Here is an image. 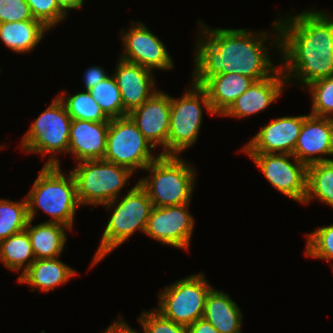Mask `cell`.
Here are the masks:
<instances>
[{
  "label": "cell",
  "mask_w": 333,
  "mask_h": 333,
  "mask_svg": "<svg viewBox=\"0 0 333 333\" xmlns=\"http://www.w3.org/2000/svg\"><path fill=\"white\" fill-rule=\"evenodd\" d=\"M279 18L273 47L282 54L284 77L303 85L333 75V19L326 12L306 10L298 16Z\"/></svg>",
  "instance_id": "1"
},
{
  "label": "cell",
  "mask_w": 333,
  "mask_h": 333,
  "mask_svg": "<svg viewBox=\"0 0 333 333\" xmlns=\"http://www.w3.org/2000/svg\"><path fill=\"white\" fill-rule=\"evenodd\" d=\"M201 35L196 42L193 83L202 86L217 74H240L255 82L266 79L278 69L265 47L269 35L246 29H210L200 21ZM267 34V35H266Z\"/></svg>",
  "instance_id": "2"
},
{
  "label": "cell",
  "mask_w": 333,
  "mask_h": 333,
  "mask_svg": "<svg viewBox=\"0 0 333 333\" xmlns=\"http://www.w3.org/2000/svg\"><path fill=\"white\" fill-rule=\"evenodd\" d=\"M59 162L52 155L34 180L33 187L26 196L28 216L33 220L37 209H42L51 216L50 220L45 222L60 223L72 229L76 209L81 205L73 173L65 176Z\"/></svg>",
  "instance_id": "3"
},
{
  "label": "cell",
  "mask_w": 333,
  "mask_h": 333,
  "mask_svg": "<svg viewBox=\"0 0 333 333\" xmlns=\"http://www.w3.org/2000/svg\"><path fill=\"white\" fill-rule=\"evenodd\" d=\"M144 170L152 175L138 184L146 191L154 207L187 204L195 185V170L179 156H160Z\"/></svg>",
  "instance_id": "4"
},
{
  "label": "cell",
  "mask_w": 333,
  "mask_h": 333,
  "mask_svg": "<svg viewBox=\"0 0 333 333\" xmlns=\"http://www.w3.org/2000/svg\"><path fill=\"white\" fill-rule=\"evenodd\" d=\"M118 200L116 198L103 205L106 206V210L113 205L114 212L103 232L100 245L92 260V267L125 242L136 230L145 233L153 207L146 191L137 183L122 200H119V203Z\"/></svg>",
  "instance_id": "5"
},
{
  "label": "cell",
  "mask_w": 333,
  "mask_h": 333,
  "mask_svg": "<svg viewBox=\"0 0 333 333\" xmlns=\"http://www.w3.org/2000/svg\"><path fill=\"white\" fill-rule=\"evenodd\" d=\"M72 169L80 205H105L118 198L133 172L104 159L84 160Z\"/></svg>",
  "instance_id": "6"
},
{
  "label": "cell",
  "mask_w": 333,
  "mask_h": 333,
  "mask_svg": "<svg viewBox=\"0 0 333 333\" xmlns=\"http://www.w3.org/2000/svg\"><path fill=\"white\" fill-rule=\"evenodd\" d=\"M191 85L192 88L187 90L179 99H174L170 96V127L167 138V156H179L183 150L196 143L204 108L212 116L214 115L206 90L193 82Z\"/></svg>",
  "instance_id": "7"
},
{
  "label": "cell",
  "mask_w": 333,
  "mask_h": 333,
  "mask_svg": "<svg viewBox=\"0 0 333 333\" xmlns=\"http://www.w3.org/2000/svg\"><path fill=\"white\" fill-rule=\"evenodd\" d=\"M212 286L203 274L190 275L158 294V311L165 318L189 327L203 318L205 302Z\"/></svg>",
  "instance_id": "8"
},
{
  "label": "cell",
  "mask_w": 333,
  "mask_h": 333,
  "mask_svg": "<svg viewBox=\"0 0 333 333\" xmlns=\"http://www.w3.org/2000/svg\"><path fill=\"white\" fill-rule=\"evenodd\" d=\"M150 149L154 147L129 116L110 119L104 160L134 173L140 168L144 170L161 156L152 155Z\"/></svg>",
  "instance_id": "9"
},
{
  "label": "cell",
  "mask_w": 333,
  "mask_h": 333,
  "mask_svg": "<svg viewBox=\"0 0 333 333\" xmlns=\"http://www.w3.org/2000/svg\"><path fill=\"white\" fill-rule=\"evenodd\" d=\"M72 118L65 105L56 97L52 104L39 115L29 131L23 136L22 144L25 153H68L69 135Z\"/></svg>",
  "instance_id": "10"
},
{
  "label": "cell",
  "mask_w": 333,
  "mask_h": 333,
  "mask_svg": "<svg viewBox=\"0 0 333 333\" xmlns=\"http://www.w3.org/2000/svg\"><path fill=\"white\" fill-rule=\"evenodd\" d=\"M270 184L282 194L303 204L307 166L287 153H247ZM294 158V164L289 158Z\"/></svg>",
  "instance_id": "11"
},
{
  "label": "cell",
  "mask_w": 333,
  "mask_h": 333,
  "mask_svg": "<svg viewBox=\"0 0 333 333\" xmlns=\"http://www.w3.org/2000/svg\"><path fill=\"white\" fill-rule=\"evenodd\" d=\"M189 203L152 207L145 234L160 243L175 248L189 249L194 219L189 214Z\"/></svg>",
  "instance_id": "12"
},
{
  "label": "cell",
  "mask_w": 333,
  "mask_h": 333,
  "mask_svg": "<svg viewBox=\"0 0 333 333\" xmlns=\"http://www.w3.org/2000/svg\"><path fill=\"white\" fill-rule=\"evenodd\" d=\"M133 26L122 34L124 54L120 59L138 64L150 70H170L173 60L164 43L152 33L143 23H131Z\"/></svg>",
  "instance_id": "13"
},
{
  "label": "cell",
  "mask_w": 333,
  "mask_h": 333,
  "mask_svg": "<svg viewBox=\"0 0 333 333\" xmlns=\"http://www.w3.org/2000/svg\"><path fill=\"white\" fill-rule=\"evenodd\" d=\"M128 116L154 148H156V145L163 146L160 154L167 156L170 96L159 90L140 107L131 111Z\"/></svg>",
  "instance_id": "14"
},
{
  "label": "cell",
  "mask_w": 333,
  "mask_h": 333,
  "mask_svg": "<svg viewBox=\"0 0 333 333\" xmlns=\"http://www.w3.org/2000/svg\"><path fill=\"white\" fill-rule=\"evenodd\" d=\"M306 116H286L273 119L262 127L241 150L246 153L293 154Z\"/></svg>",
  "instance_id": "15"
},
{
  "label": "cell",
  "mask_w": 333,
  "mask_h": 333,
  "mask_svg": "<svg viewBox=\"0 0 333 333\" xmlns=\"http://www.w3.org/2000/svg\"><path fill=\"white\" fill-rule=\"evenodd\" d=\"M315 154L333 155V118L309 114L304 119L292 155L306 166L333 160Z\"/></svg>",
  "instance_id": "16"
},
{
  "label": "cell",
  "mask_w": 333,
  "mask_h": 333,
  "mask_svg": "<svg viewBox=\"0 0 333 333\" xmlns=\"http://www.w3.org/2000/svg\"><path fill=\"white\" fill-rule=\"evenodd\" d=\"M152 70L119 58L113 76L120 89L124 111L129 114L158 90L154 88Z\"/></svg>",
  "instance_id": "17"
},
{
  "label": "cell",
  "mask_w": 333,
  "mask_h": 333,
  "mask_svg": "<svg viewBox=\"0 0 333 333\" xmlns=\"http://www.w3.org/2000/svg\"><path fill=\"white\" fill-rule=\"evenodd\" d=\"M286 82L279 67L273 75L254 82L222 115L243 118L261 112L279 98Z\"/></svg>",
  "instance_id": "18"
},
{
  "label": "cell",
  "mask_w": 333,
  "mask_h": 333,
  "mask_svg": "<svg viewBox=\"0 0 333 333\" xmlns=\"http://www.w3.org/2000/svg\"><path fill=\"white\" fill-rule=\"evenodd\" d=\"M109 122L72 119L68 153L77 162L103 159L106 152Z\"/></svg>",
  "instance_id": "19"
},
{
  "label": "cell",
  "mask_w": 333,
  "mask_h": 333,
  "mask_svg": "<svg viewBox=\"0 0 333 333\" xmlns=\"http://www.w3.org/2000/svg\"><path fill=\"white\" fill-rule=\"evenodd\" d=\"M254 80L240 74H217L210 77L202 87L206 90L214 114L221 115L240 97Z\"/></svg>",
  "instance_id": "20"
},
{
  "label": "cell",
  "mask_w": 333,
  "mask_h": 333,
  "mask_svg": "<svg viewBox=\"0 0 333 333\" xmlns=\"http://www.w3.org/2000/svg\"><path fill=\"white\" fill-rule=\"evenodd\" d=\"M77 272L55 258L36 259L27 270L18 278L19 283L30 284L33 288H39L48 293L56 286L65 284L68 279Z\"/></svg>",
  "instance_id": "21"
},
{
  "label": "cell",
  "mask_w": 333,
  "mask_h": 333,
  "mask_svg": "<svg viewBox=\"0 0 333 333\" xmlns=\"http://www.w3.org/2000/svg\"><path fill=\"white\" fill-rule=\"evenodd\" d=\"M242 314L229 294L212 288L207 295L203 318L220 333H241Z\"/></svg>",
  "instance_id": "22"
},
{
  "label": "cell",
  "mask_w": 333,
  "mask_h": 333,
  "mask_svg": "<svg viewBox=\"0 0 333 333\" xmlns=\"http://www.w3.org/2000/svg\"><path fill=\"white\" fill-rule=\"evenodd\" d=\"M29 219L26 231L28 232L32 250L36 259L58 257L65 247L67 240L65 228L69 227L60 223L42 222L32 226Z\"/></svg>",
  "instance_id": "23"
},
{
  "label": "cell",
  "mask_w": 333,
  "mask_h": 333,
  "mask_svg": "<svg viewBox=\"0 0 333 333\" xmlns=\"http://www.w3.org/2000/svg\"><path fill=\"white\" fill-rule=\"evenodd\" d=\"M49 30L39 20L0 23V40L12 51L27 53L38 45Z\"/></svg>",
  "instance_id": "24"
},
{
  "label": "cell",
  "mask_w": 333,
  "mask_h": 333,
  "mask_svg": "<svg viewBox=\"0 0 333 333\" xmlns=\"http://www.w3.org/2000/svg\"><path fill=\"white\" fill-rule=\"evenodd\" d=\"M0 260L10 270L20 271L24 267L22 274L36 260L26 230L0 241Z\"/></svg>",
  "instance_id": "25"
},
{
  "label": "cell",
  "mask_w": 333,
  "mask_h": 333,
  "mask_svg": "<svg viewBox=\"0 0 333 333\" xmlns=\"http://www.w3.org/2000/svg\"><path fill=\"white\" fill-rule=\"evenodd\" d=\"M319 199L333 207V160L307 166L306 196L303 204Z\"/></svg>",
  "instance_id": "26"
},
{
  "label": "cell",
  "mask_w": 333,
  "mask_h": 333,
  "mask_svg": "<svg viewBox=\"0 0 333 333\" xmlns=\"http://www.w3.org/2000/svg\"><path fill=\"white\" fill-rule=\"evenodd\" d=\"M63 92L59 99L63 102L72 119L87 120L93 122H110L98 103L89 91L79 92L75 95L66 96ZM67 97V98H66Z\"/></svg>",
  "instance_id": "27"
},
{
  "label": "cell",
  "mask_w": 333,
  "mask_h": 333,
  "mask_svg": "<svg viewBox=\"0 0 333 333\" xmlns=\"http://www.w3.org/2000/svg\"><path fill=\"white\" fill-rule=\"evenodd\" d=\"M28 221L26 197L21 202L0 199V241L25 230Z\"/></svg>",
  "instance_id": "28"
},
{
  "label": "cell",
  "mask_w": 333,
  "mask_h": 333,
  "mask_svg": "<svg viewBox=\"0 0 333 333\" xmlns=\"http://www.w3.org/2000/svg\"><path fill=\"white\" fill-rule=\"evenodd\" d=\"M89 92L109 119L128 116L124 111L120 89L113 75L102 80Z\"/></svg>",
  "instance_id": "29"
},
{
  "label": "cell",
  "mask_w": 333,
  "mask_h": 333,
  "mask_svg": "<svg viewBox=\"0 0 333 333\" xmlns=\"http://www.w3.org/2000/svg\"><path fill=\"white\" fill-rule=\"evenodd\" d=\"M312 94V111L310 114L333 118V75L317 80L307 86Z\"/></svg>",
  "instance_id": "30"
},
{
  "label": "cell",
  "mask_w": 333,
  "mask_h": 333,
  "mask_svg": "<svg viewBox=\"0 0 333 333\" xmlns=\"http://www.w3.org/2000/svg\"><path fill=\"white\" fill-rule=\"evenodd\" d=\"M306 256L333 260V225L323 226L307 235Z\"/></svg>",
  "instance_id": "31"
},
{
  "label": "cell",
  "mask_w": 333,
  "mask_h": 333,
  "mask_svg": "<svg viewBox=\"0 0 333 333\" xmlns=\"http://www.w3.org/2000/svg\"><path fill=\"white\" fill-rule=\"evenodd\" d=\"M32 15L51 29L65 19L67 13L60 7L57 0H26Z\"/></svg>",
  "instance_id": "32"
},
{
  "label": "cell",
  "mask_w": 333,
  "mask_h": 333,
  "mask_svg": "<svg viewBox=\"0 0 333 333\" xmlns=\"http://www.w3.org/2000/svg\"><path fill=\"white\" fill-rule=\"evenodd\" d=\"M138 321L144 333H188V327L165 318L155 309L143 311Z\"/></svg>",
  "instance_id": "33"
},
{
  "label": "cell",
  "mask_w": 333,
  "mask_h": 333,
  "mask_svg": "<svg viewBox=\"0 0 333 333\" xmlns=\"http://www.w3.org/2000/svg\"><path fill=\"white\" fill-rule=\"evenodd\" d=\"M37 20L26 0H0V23Z\"/></svg>",
  "instance_id": "34"
},
{
  "label": "cell",
  "mask_w": 333,
  "mask_h": 333,
  "mask_svg": "<svg viewBox=\"0 0 333 333\" xmlns=\"http://www.w3.org/2000/svg\"><path fill=\"white\" fill-rule=\"evenodd\" d=\"M108 76L107 72L99 66L88 68L84 75L85 90L89 91Z\"/></svg>",
  "instance_id": "35"
},
{
  "label": "cell",
  "mask_w": 333,
  "mask_h": 333,
  "mask_svg": "<svg viewBox=\"0 0 333 333\" xmlns=\"http://www.w3.org/2000/svg\"><path fill=\"white\" fill-rule=\"evenodd\" d=\"M188 333H220L210 322L200 318L188 327Z\"/></svg>",
  "instance_id": "36"
},
{
  "label": "cell",
  "mask_w": 333,
  "mask_h": 333,
  "mask_svg": "<svg viewBox=\"0 0 333 333\" xmlns=\"http://www.w3.org/2000/svg\"><path fill=\"white\" fill-rule=\"evenodd\" d=\"M104 333H138L137 331H135V329L133 330L126 322H124V319H119V321L116 320L114 321V323H112V325H110V327H108Z\"/></svg>",
  "instance_id": "37"
},
{
  "label": "cell",
  "mask_w": 333,
  "mask_h": 333,
  "mask_svg": "<svg viewBox=\"0 0 333 333\" xmlns=\"http://www.w3.org/2000/svg\"><path fill=\"white\" fill-rule=\"evenodd\" d=\"M57 2L67 13L70 9H80L83 6L84 0H57Z\"/></svg>",
  "instance_id": "38"
}]
</instances>
